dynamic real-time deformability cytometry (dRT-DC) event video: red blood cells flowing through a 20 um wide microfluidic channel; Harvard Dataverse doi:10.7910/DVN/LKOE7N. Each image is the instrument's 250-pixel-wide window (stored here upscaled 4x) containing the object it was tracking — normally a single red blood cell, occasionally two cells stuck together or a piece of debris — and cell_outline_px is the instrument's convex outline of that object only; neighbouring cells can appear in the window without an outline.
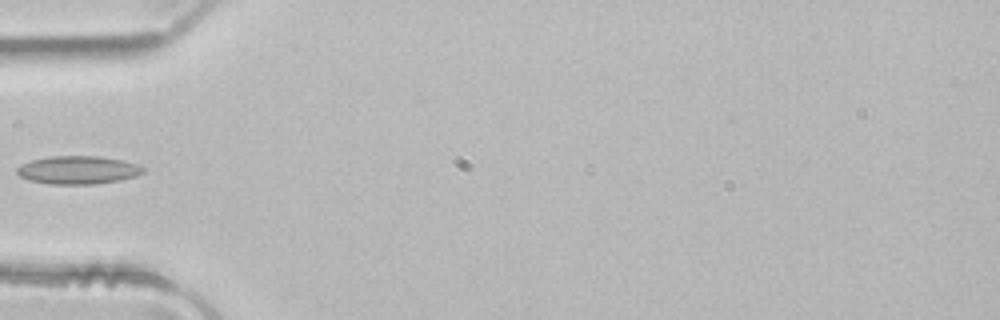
{"species": "common noctule bat (a hibernating species)", "species_latin": "Nyctalus noctula", "temperature_condition": "room temperature", "stored_images_in_passage": 5, "camera_frame_rate_fps": 3000, "um_per_image_px": 0.085, "animal": {"sex": "male", "body_mass_g": 21.5, "forearm_length_mm": 52.0}, "frame": {"image": 1, "passage_image": 4, "time_ms": 1.0, "image_size_px": [1000, 320], "cell_outline_px": [[144, 172], [136, 176], [120, 180], [96, 184], [48, 184], [28, 180], [20, 176], [16, 172], [16, 168], [32, 160], [52, 156], [100, 156], [120, 160], [136, 164], [144, 168]], "centroid_in_image_um": [6.62, 14.46], "position_along_channel_um": 78.4, "area_um2": 20.58}}
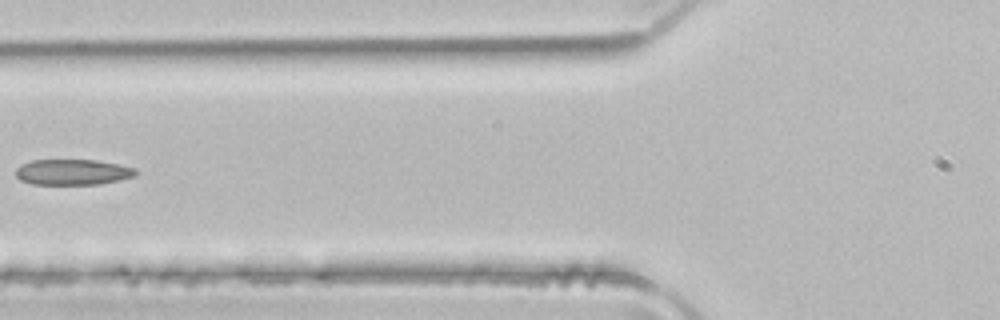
{"frame": {"image": 2, "passage_image": 5, "time_ms": 1.333, "image_size_px": [1000, 320], "cell_outline_px": [[140, 172], [136, 176], [120, 180], [100, 184], [32, 184], [20, 180], [16, 176], [16, 168], [20, 164], [32, 160], [96, 160], [136, 168]], "centroid_in_image_um": [6.2, 14.63], "position_along_channel_um": 119.6, "area_um2": 18.09}}